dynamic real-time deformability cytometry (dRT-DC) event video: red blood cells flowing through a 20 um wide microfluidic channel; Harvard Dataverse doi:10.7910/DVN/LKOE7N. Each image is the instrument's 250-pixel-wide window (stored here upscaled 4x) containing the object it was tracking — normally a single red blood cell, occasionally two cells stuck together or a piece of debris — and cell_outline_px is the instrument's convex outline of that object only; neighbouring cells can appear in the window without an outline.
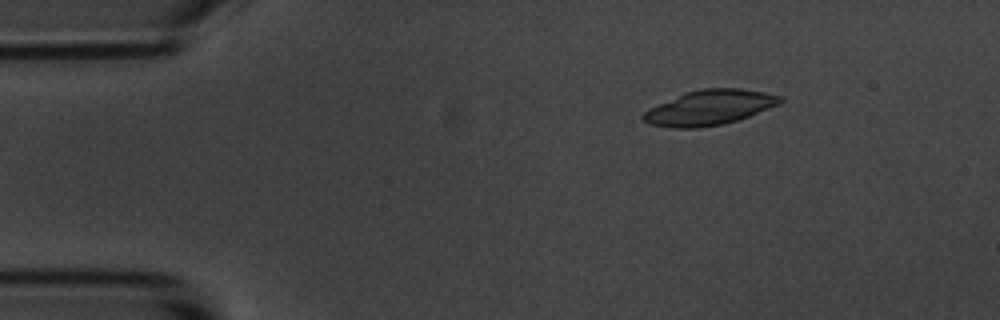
{"species": "common noctule bat (a hibernating species)", "species_latin": "Nyctalus noctula", "temperature_condition": "room temperature", "stored_images_in_passage": 56, "camera_frame_rate_fps": 3000, "um_per_image_px": 0.085, "animal": {"sex": "male", "body_mass_g": 20.1, "forearm_length_mm": 53.5}, "frame": {"image": 1, "passage_image": 8, "time_ms": 2.333, "image_size_px": [1000, 320], "cell_outline_px": [[784, 100], [780, 104], [748, 116], [736, 120], [720, 124], [696, 128], [672, 128], [648, 124], [640, 116], [644, 112], [684, 92], [704, 88], [740, 88], [764, 92], [780, 96]], "centroid_in_image_um": [60.31, 9.14], "position_along_channel_um": 24.7, "area_um2": 27.57}}